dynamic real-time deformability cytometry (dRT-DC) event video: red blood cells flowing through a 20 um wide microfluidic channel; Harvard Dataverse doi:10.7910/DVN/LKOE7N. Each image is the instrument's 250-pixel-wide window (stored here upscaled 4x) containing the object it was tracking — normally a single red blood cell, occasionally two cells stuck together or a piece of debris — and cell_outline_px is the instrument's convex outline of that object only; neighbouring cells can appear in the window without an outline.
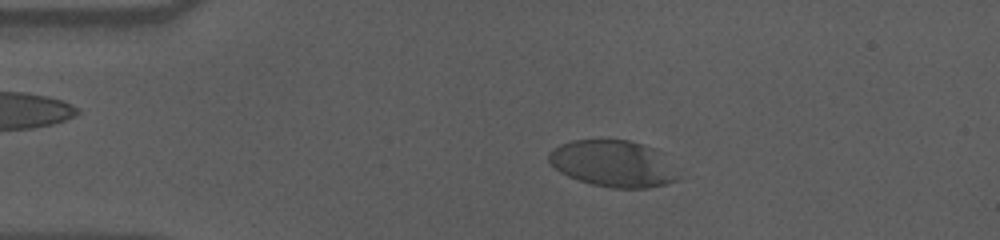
{"species": "human", "species_latin": "Homo sapiens", "temperature_condition": "cold", "stored_images_in_passage": 58, "camera_frame_rate_fps": 3000, "um_per_image_px": 0.085, "donor": {"sex": "male"}, "frame": {"image": 1, "passage_image": 12, "time_ms": 3.667, "image_size_px": [1000, 240], "cell_outline_px": [[680, 180], [668, 184], [648, 188], [612, 188], [592, 184], [568, 176], [560, 172], [548, 160], [548, 152], [560, 144], [572, 140], [628, 140], [644, 144], [656, 148], [680, 176]], "centroid_in_image_um": [52.13, 13.91], "position_along_channel_um": 32.9, "area_um2": 35.14}}
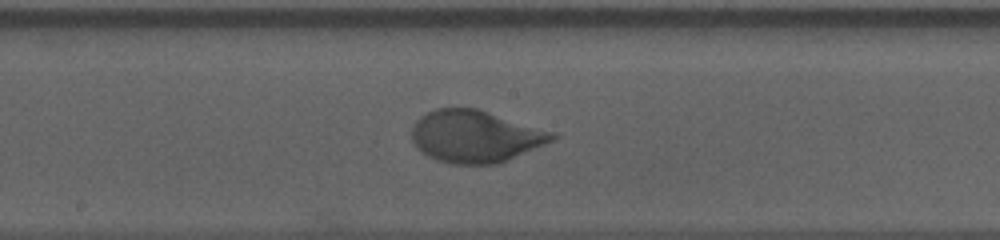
{"frame": {"image": 2, "passage_image": 31, "time_ms": 10.0, "image_size_px": [1000, 240], "cell_outline_px": [[560, 136], [544, 144], [496, 164], [452, 164], [436, 160], [420, 152], [416, 148], [412, 140], [412, 128], [416, 120], [420, 116], [436, 108], [476, 108], [556, 132]], "centroid_in_image_um": [40.37, 11.59], "position_along_channel_um": 207.8, "area_um2": 42.6}}
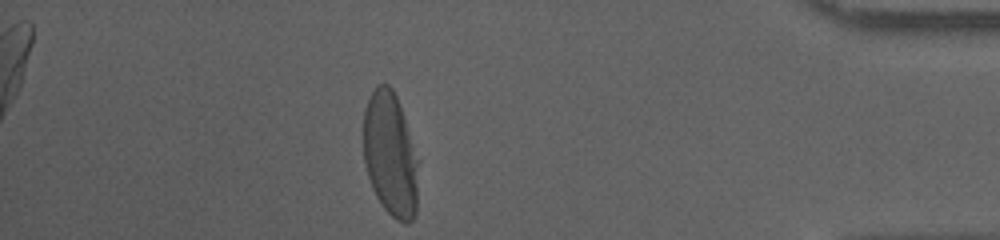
{"frame": {"image": 3, "passage_image": 51, "time_ms": 16.667, "image_size_px": [1000, 240], "cell_outline_px": [[420, 160], [416, 212], [412, 220], [408, 224], [404, 224], [396, 220], [384, 208], [376, 196], [372, 188], [364, 164], [364, 108], [376, 84], [388, 84], [392, 88], [396, 96]], "centroid_in_image_um": [33.21, 13.16], "position_along_channel_um": 402.0, "area_um2": 40.34}, "authors_computed_cell_mechanics": {"area_um2": 40.1999, "velocity_mm_per_s": 3.5346, "shape_relaxation_time_tau1_ms": 4.3846, "shape_relaxation_time_tau2_ms": null, "deformation_change_tau1": 0.1833, "deformation_change_tau2": null}}